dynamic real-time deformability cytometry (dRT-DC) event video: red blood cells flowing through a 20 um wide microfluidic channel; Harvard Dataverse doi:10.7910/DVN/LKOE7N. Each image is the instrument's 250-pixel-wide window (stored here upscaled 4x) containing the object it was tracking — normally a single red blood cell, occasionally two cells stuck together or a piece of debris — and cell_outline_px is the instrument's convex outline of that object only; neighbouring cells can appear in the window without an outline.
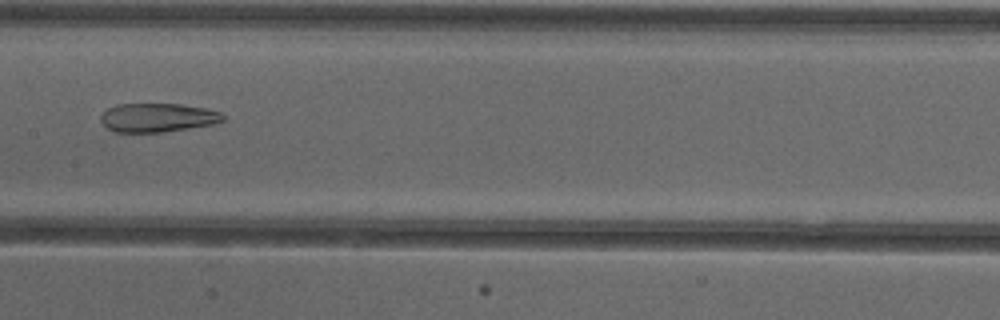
{"species": "common noctule bat (a hibernating species)", "species_latin": "Nyctalus noctula", "temperature_condition": "cold", "stored_images_in_passage": 53, "camera_frame_rate_fps": 3000, "um_per_image_px": 0.085, "animal": {"sex": "female"}, "frame": {"image": 1, "passage_image": 27, "time_ms": 8.667, "image_size_px": [1000, 320], "cell_outline_px": [[224, 120], [212, 124], [188, 128], [160, 132], [116, 132], [108, 128], [100, 120], [100, 116], [108, 108], [116, 104], [180, 104], [208, 108], [220, 112], [224, 116]], "centroid_in_image_um": [13.39, 9.98], "position_along_channel_um": 194.0, "area_um2": 20.4}}
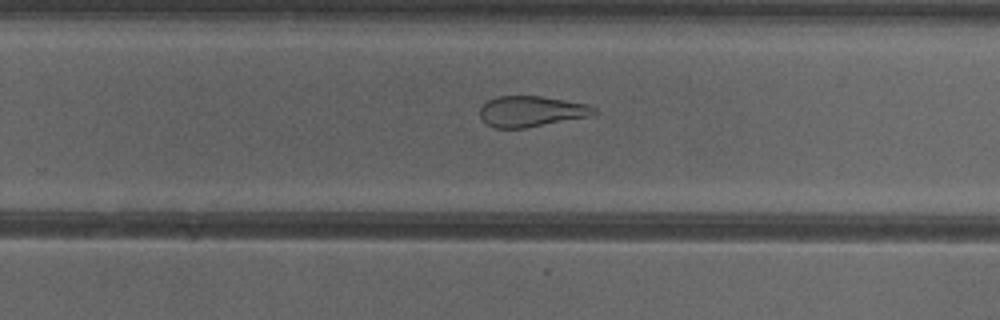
{"frame": {"image": 2, "passage_image": 34, "time_ms": 11.0, "image_size_px": [1000, 320], "cell_outline_px": [[596, 112], [588, 116], [524, 128], [492, 128], [480, 116], [480, 108], [488, 100], [496, 96], [540, 96], [588, 104], [596, 108]], "centroid_in_image_um": [45.13, 9.46], "position_along_channel_um": 284.7, "area_um2": 20.17}}
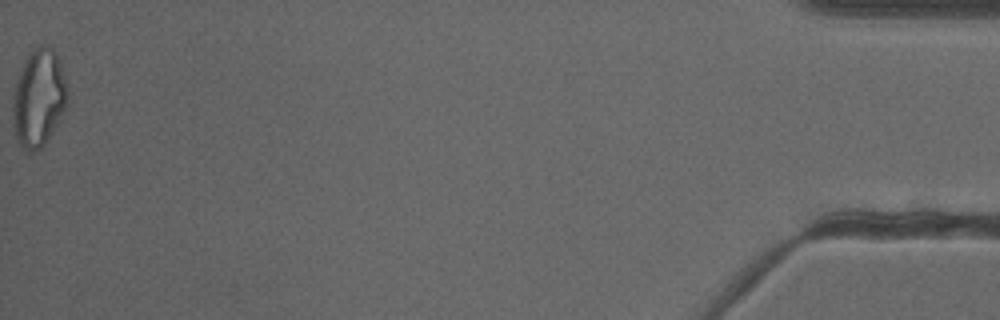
{"frame": {"image": 3, "passage_image": 53, "time_ms": 17.333, "image_size_px": [1000, 320], "cell_outline_px": [[68, 100], [56, 124], [44, 144], [40, 148], [32, 152], [24, 148], [16, 140], [12, 116], [16, 84], [20, 72], [28, 56], [40, 44], [52, 44], [60, 60], [68, 96]], "centroid_in_image_um": [3.3, 8.3], "position_along_channel_um": 431.9, "area_um2": 30.4}, "authors_computed_cell_mechanics": {"area_um2": 27.2816, "velocity_mm_per_s": 3.9032, "shape_relaxation_time_tau1_ms": null, "shape_relaxation_time_tau2_ms": 4.2475, "deformation_change_tau1": null, "deformation_change_tau2": 0.1372}}